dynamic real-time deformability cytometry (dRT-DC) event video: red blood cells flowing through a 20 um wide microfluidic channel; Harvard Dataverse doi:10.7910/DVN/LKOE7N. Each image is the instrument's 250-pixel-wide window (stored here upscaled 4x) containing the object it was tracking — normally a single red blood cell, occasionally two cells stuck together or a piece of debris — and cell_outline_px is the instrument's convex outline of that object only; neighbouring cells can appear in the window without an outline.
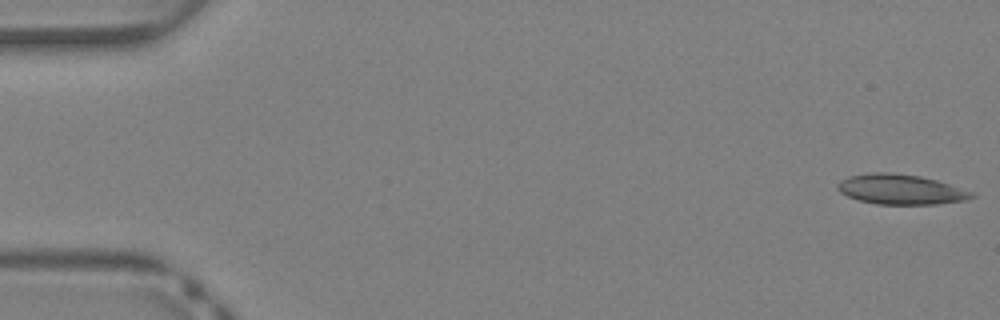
{"species": "Egyptian fruit bat (a non-hibernating species)", "species_latin": "Rousettus aegyptiacus", "temperature_condition": "warm", "stored_images_in_passage": 41, "camera_frame_rate_fps": 3000, "um_per_image_px": 0.085, "animal": {"sex": "female"}, "frame": {"image": 1, "passage_image": 1, "time_ms": 0.0, "image_size_px": [1000, 320], "cell_outline_px": [[976, 196], [964, 200], [936, 204], [876, 204], [860, 200], [848, 196], [840, 192], [836, 188], [836, 184], [840, 180], [848, 176], [876, 172], [892, 172], [920, 176], [936, 180], [972, 192]], "centroid_in_image_um": [76.51, 16.09], "position_along_channel_um": 8.5, "area_um2": 23.29}}
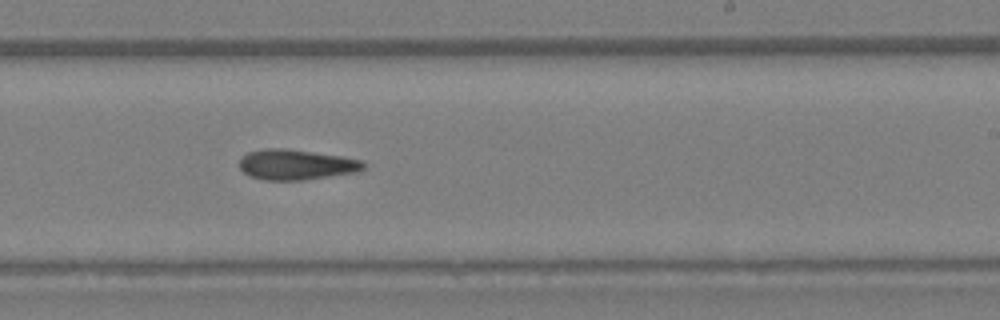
{"frame": {"image": 2, "passage_image": 25, "time_ms": 8.0, "image_size_px": [1000, 320], "cell_outline_px": [[364, 168], [356, 172], [300, 180], [264, 180], [252, 176], [244, 172], [240, 168], [240, 156], [248, 152], [264, 148], [288, 148], [344, 156], [364, 160]], "centroid_in_image_um": [25.17, 13.97], "position_along_channel_um": 263.8, "area_um2": 22.02}}
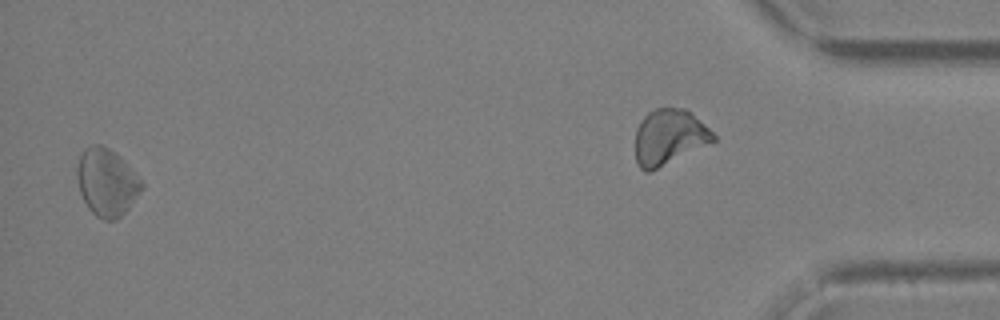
{"frame": {"image": 3, "passage_image": 40, "time_ms": 13.0, "image_size_px": [1000, 320], "cell_outline_px": [[144, 188], [128, 208], [116, 220], [104, 220], [96, 216], [88, 208], [80, 192], [76, 176], [76, 168], [80, 156], [84, 148], [92, 144], [100, 144], [108, 148], [120, 156], [144, 184]], "centroid_in_image_um": [9.05, 15.49], "position_along_channel_um": 426.1, "area_um2": 25.32}}